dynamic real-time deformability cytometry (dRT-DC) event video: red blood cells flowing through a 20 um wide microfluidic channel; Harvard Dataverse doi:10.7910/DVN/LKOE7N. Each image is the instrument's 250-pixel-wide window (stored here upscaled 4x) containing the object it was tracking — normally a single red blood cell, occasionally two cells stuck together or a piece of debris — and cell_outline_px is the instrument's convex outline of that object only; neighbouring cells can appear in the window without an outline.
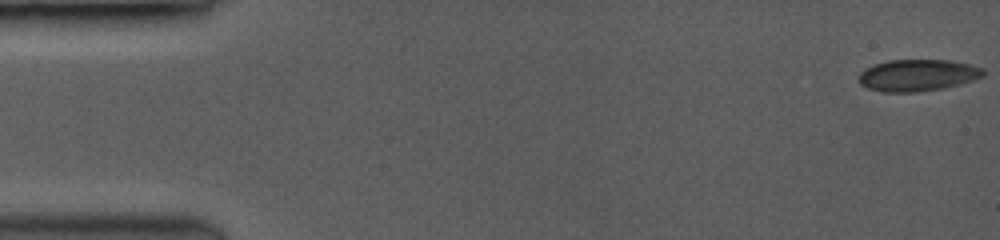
{"species": "common noctule bat (a hibernating species)", "species_latin": "Nyctalus noctula", "temperature_condition": "room temperature", "stored_images_in_passage": 45, "camera_frame_rate_fps": 3500, "um_per_image_px": 0.085, "animal": {"sex": "female", "body_mass_g": 19.0, "forearm_length_mm": 53.3}, "frame": {"image": 1, "passage_image": 1, "time_ms": 0.0, "image_size_px": [1000, 240], "cell_outline_px": [[984, 76], [960, 84], [944, 88], [916, 92], [884, 92], [868, 88], [860, 84], [860, 72], [876, 64], [888, 60], [948, 60], [968, 64], [984, 68]], "centroid_in_image_um": [78.02, 6.4], "position_along_channel_um": 7.0, "area_um2": 22.83}}
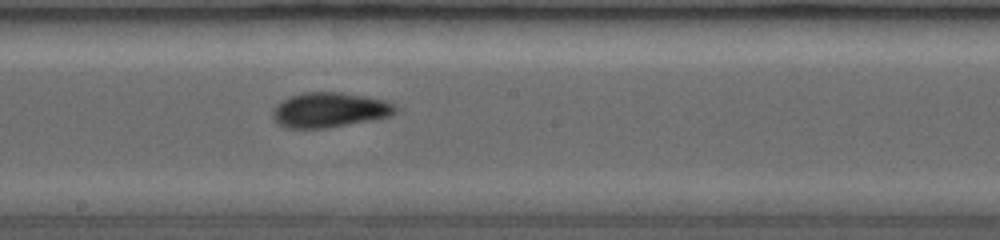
{"frame": {"image": 2, "passage_image": 18, "time_ms": 8.857, "image_size_px": [1000, 240], "cell_outline_px": [[396, 108], [388, 116], [328, 128], [284, 128], [272, 116], [276, 108], [284, 100], [292, 96], [308, 92], [336, 92], [360, 96], [380, 100], [392, 104]], "centroid_in_image_um": [27.95, 9.36], "position_along_channel_um": 220.2, "area_um2": 23.87}}
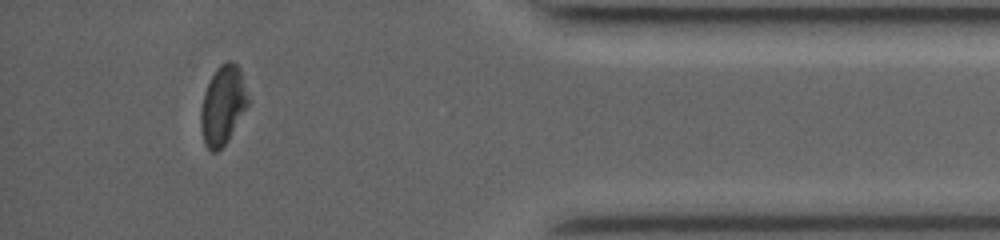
{"frame": {"image": 3, "passage_image": 39, "time_ms": 14.286, "image_size_px": [1000, 240], "cell_outline_px": [[248, 104], [228, 140], [216, 152], [212, 152], [204, 144], [200, 128], [200, 108], [204, 92], [216, 68], [220, 64], [228, 60], [232, 60], [240, 68], [248, 100]], "centroid_in_image_um": [18.91, 8.94], "position_along_channel_um": 416.3, "area_um2": 21.56}, "authors_computed_cell_mechanics": {"area_um2": 23.2934, "velocity_mm_per_s": 4.0888, "shape_relaxation_time_tau1_ms": 3.1508, "shape_relaxation_time_tau2_ms": 2.077, "deformation_change_tau1": 0.1171, "deformation_change_tau2": 0.0529}}